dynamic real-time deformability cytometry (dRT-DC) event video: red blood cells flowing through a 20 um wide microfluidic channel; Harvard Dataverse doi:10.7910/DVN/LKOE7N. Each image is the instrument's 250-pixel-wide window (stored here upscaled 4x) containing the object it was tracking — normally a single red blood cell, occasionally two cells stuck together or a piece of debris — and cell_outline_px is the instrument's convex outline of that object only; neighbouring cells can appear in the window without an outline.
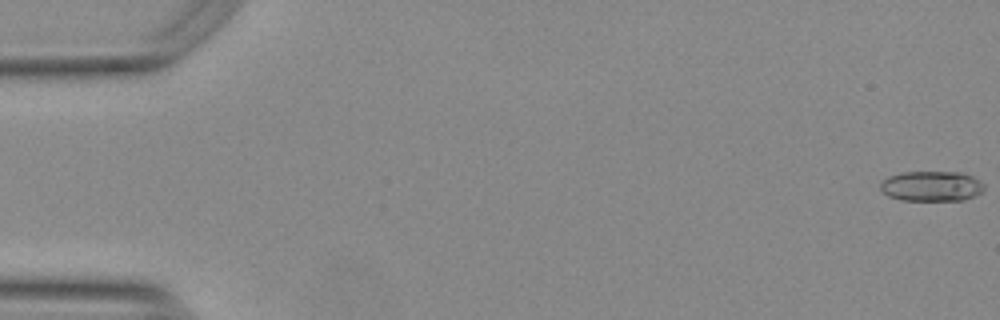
{"species": "Egyptian fruit bat (a non-hibernating species)", "species_latin": "Rousettus aegyptiacus", "temperature_condition": "warm", "stored_images_in_passage": 16, "camera_frame_rate_fps": 3000, "um_per_image_px": 0.085, "animal": {"sex": "female"}, "frame": {"image": 1, "passage_image": 1, "time_ms": 0.0, "image_size_px": [1000, 320], "cell_outline_px": [[984, 188], [980, 192], [964, 200], [900, 200], [888, 196], [880, 188], [880, 180], [888, 176], [904, 172], [960, 172], [972, 176], [980, 180], [984, 184]], "centroid_in_image_um": [79.15, 15.81], "position_along_channel_um": 5.9, "area_um2": 18.26}}
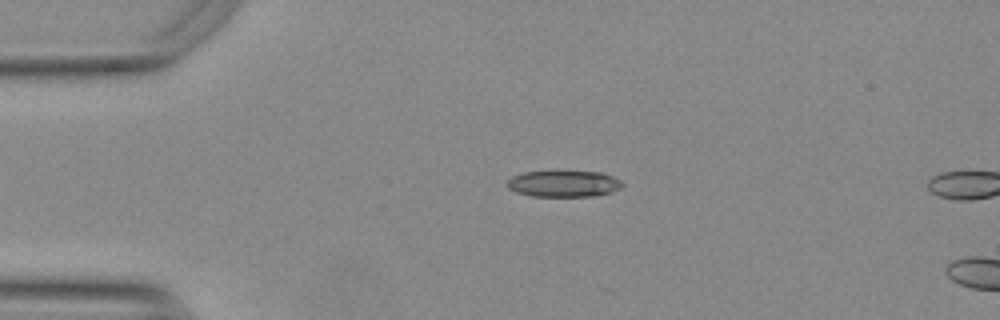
{"frame": {"image": 2, "passage_image": 13, "time_ms": 4.0, "image_size_px": [1000, 320], "cell_outline_px": [[624, 184], [620, 188], [612, 192], [596, 196], [532, 196], [516, 192], [508, 188], [508, 180], [512, 176], [524, 172], [552, 168], [564, 168], [600, 172], [612, 176], [620, 180]], "centroid_in_image_um": [47.91, 15.55], "position_along_channel_um": 37.1, "area_um2": 18.79}}